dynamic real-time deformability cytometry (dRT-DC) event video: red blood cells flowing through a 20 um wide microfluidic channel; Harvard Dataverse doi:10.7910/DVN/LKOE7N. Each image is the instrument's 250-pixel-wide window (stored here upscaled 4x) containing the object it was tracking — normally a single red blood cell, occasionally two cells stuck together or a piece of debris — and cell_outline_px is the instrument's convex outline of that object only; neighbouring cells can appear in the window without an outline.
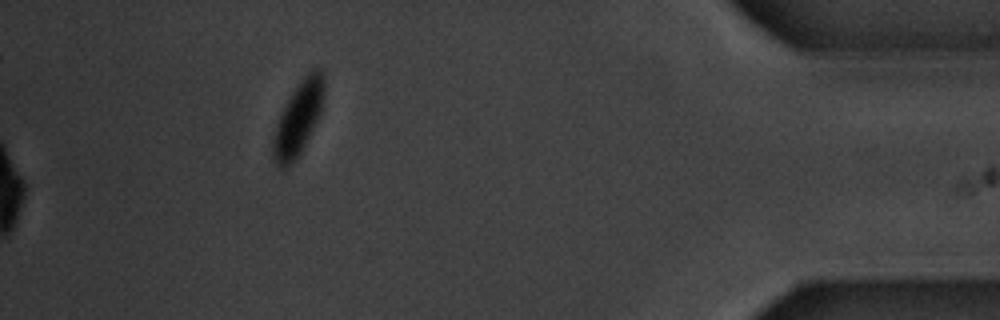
{"species": "common noctule bat (a hibernating species)", "species_latin": "Nyctalus noctula", "temperature_condition": "warm", "stored_images_in_passage": 13, "camera_frame_rate_fps": 3000, "um_per_image_px": 0.085, "animal": {"sex": "male", "body_mass_g": 20.1, "forearm_length_mm": 53.5}, "frame": {"image": 1, "passage_image": 13, "time_ms": 15.0, "image_size_px": [1000, 320], "cell_outline_px": [[324, 100], [320, 116], [300, 156], [284, 168], [280, 168], [272, 160], [272, 140], [276, 124], [280, 112], [288, 96], [300, 80], [312, 68], [320, 68], [324, 76]], "centroid_in_image_um": [25.35, 10.06], "position_along_channel_um": 409.8, "area_um2": 22.54}, "authors_computed_cell_mechanics": {"area_um2": 29.2468, "velocity_mm_per_s": 3.413, "shape_relaxation_time_tau1_ms": 3.6556, "shape_relaxation_time_tau2_ms": null, "deformation_change_tau1": 0.0998, "deformation_change_tau2": null}}